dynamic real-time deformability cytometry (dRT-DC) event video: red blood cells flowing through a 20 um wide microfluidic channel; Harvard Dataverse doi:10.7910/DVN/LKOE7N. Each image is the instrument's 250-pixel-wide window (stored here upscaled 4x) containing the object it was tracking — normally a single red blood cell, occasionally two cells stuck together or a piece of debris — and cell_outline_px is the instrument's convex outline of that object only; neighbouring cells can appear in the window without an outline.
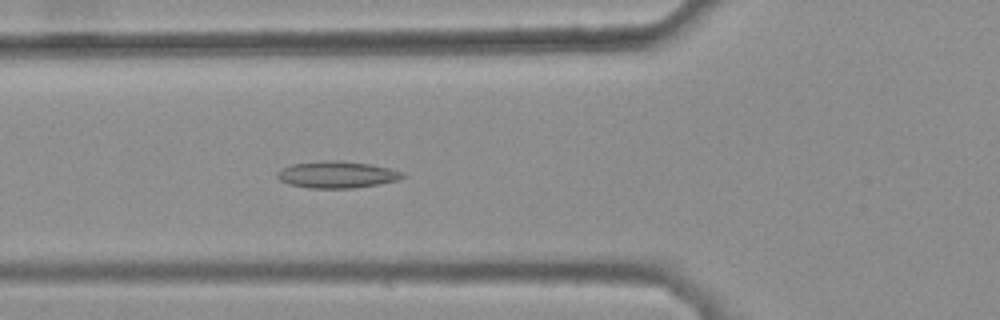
{"species": "common noctule bat (a hibernating species)", "species_latin": "Nyctalus noctula", "temperature_condition": "warm", "stored_images_in_passage": 44, "camera_frame_rate_fps": 3000, "um_per_image_px": 0.085, "animal": {"sex": "female", "body_mass_g": 25.1}, "frame": {"image": 1, "passage_image": 18, "time_ms": 5.667, "image_size_px": [1000, 320], "cell_outline_px": [[408, 176], [396, 180], [380, 184], [352, 188], [308, 188], [288, 184], [280, 180], [276, 176], [276, 172], [292, 164], [324, 160], [336, 160], [372, 164], [404, 172]], "centroid_in_image_um": [28.65, 14.84], "position_along_channel_um": 97.1, "area_um2": 19.65}}
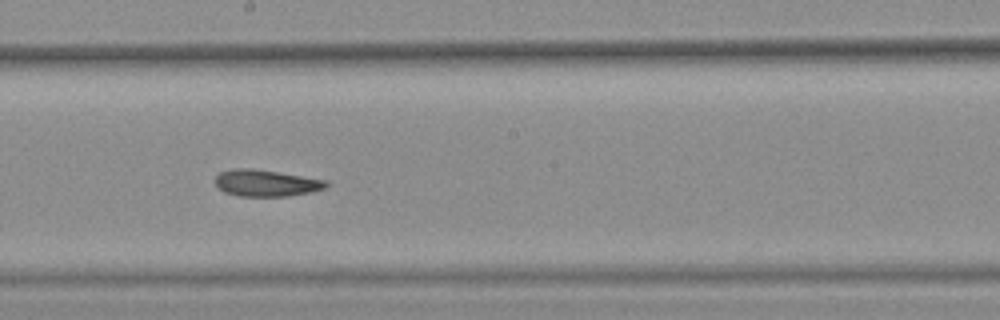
{"frame": {"image": 2, "passage_image": 28, "time_ms": 9.0, "image_size_px": [1000, 320], "cell_outline_px": [[328, 184], [324, 188], [312, 192], [288, 196], [240, 196], [224, 192], [216, 188], [216, 176], [220, 172], [236, 168], [252, 168], [328, 180]], "centroid_in_image_um": [22.61, 15.56], "position_along_channel_um": 225.6, "area_um2": 17.22}}
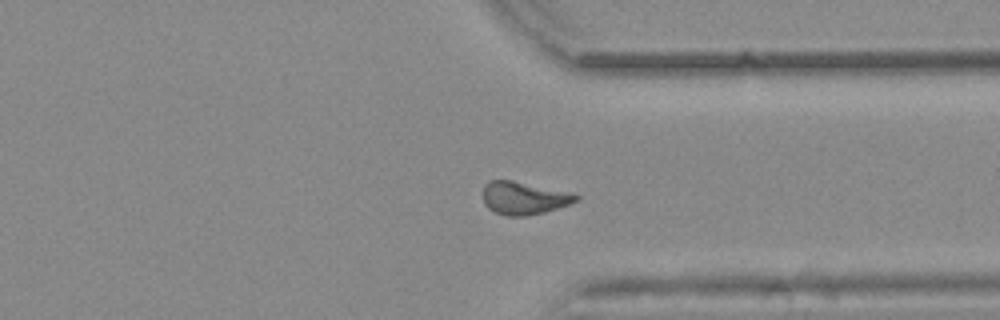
{"frame": {"image": 3, "passage_image": 39, "time_ms": 12.667, "image_size_px": [1000, 320], "cell_outline_px": [[580, 196], [576, 200], [568, 204], [544, 212], [524, 216], [508, 216], [496, 212], [488, 208], [484, 204], [484, 184], [488, 180], [512, 180], [576, 192]], "centroid_in_image_um": [44.56, 16.81], "position_along_channel_um": 366.8, "area_um2": 17.92}, "authors_computed_cell_mechanics": {"area_um2": 18.0914, "velocity_mm_per_s": 3.8525, "shape_relaxation_time_tau1_ms": null, "shape_relaxation_time_tau2_ms": 5.4927, "deformation_change_tau1": null, "deformation_change_tau2": 0.1301}}